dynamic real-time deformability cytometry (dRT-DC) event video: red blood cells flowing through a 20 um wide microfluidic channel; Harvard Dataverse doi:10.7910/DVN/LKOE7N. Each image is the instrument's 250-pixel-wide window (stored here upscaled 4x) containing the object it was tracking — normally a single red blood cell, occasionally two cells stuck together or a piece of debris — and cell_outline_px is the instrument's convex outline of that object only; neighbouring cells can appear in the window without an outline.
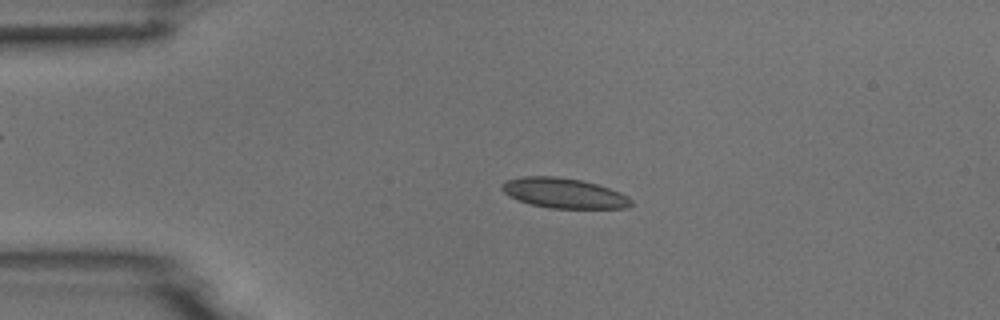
{"species": "common noctule bat (a hibernating species)", "species_latin": "Nyctalus noctula", "temperature_condition": "room temperature", "stored_images_in_passage": 2, "camera_frame_rate_fps": 3000, "um_per_image_px": 0.085, "animal": {"sex": "male", "body_mass_g": 18.8}, "frame": {"image": 1, "passage_image": 1, "time_ms": 0.0, "image_size_px": [1000, 320], "cell_outline_px": [[632, 204], [628, 208], [548, 208], [528, 204], [516, 200], [504, 192], [500, 188], [500, 184], [504, 180], [524, 176], [556, 176], [580, 180], [596, 184], [620, 192], [628, 196], [632, 200]], "centroid_in_image_um": [47.88, 16.42], "position_along_channel_um": 37.1, "area_um2": 22.83}}